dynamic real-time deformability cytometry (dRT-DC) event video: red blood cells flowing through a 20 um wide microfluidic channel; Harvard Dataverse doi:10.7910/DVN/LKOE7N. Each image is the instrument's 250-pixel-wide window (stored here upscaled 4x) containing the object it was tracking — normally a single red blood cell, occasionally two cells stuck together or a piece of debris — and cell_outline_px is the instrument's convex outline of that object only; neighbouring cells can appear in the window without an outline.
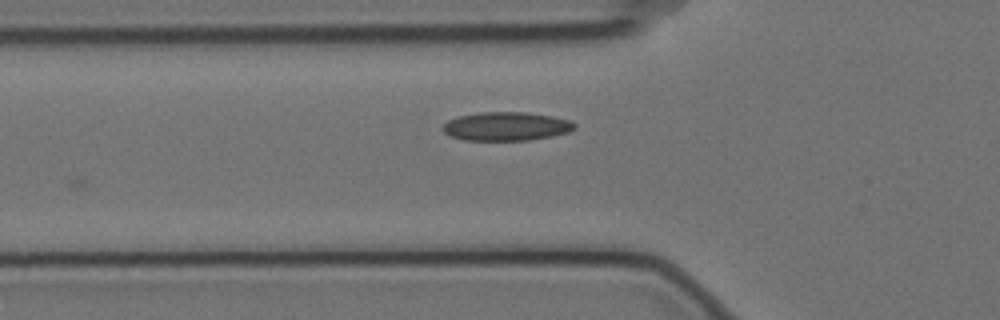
{"species": "Egyptian fruit bat (a non-hibernating species)", "species_latin": "Rousettus aegyptiacus", "temperature_condition": "cold", "stored_images_in_passage": 4, "camera_frame_rate_fps": 3000, "um_per_image_px": 0.085, "animal": {"sex": "female"}, "frame": {"image": 1, "passage_image": 3, "time_ms": 0.667, "image_size_px": [1000, 320], "cell_outline_px": [[576, 128], [568, 132], [552, 136], [528, 140], [464, 140], [452, 136], [444, 132], [440, 128], [448, 120], [460, 116], [480, 112], [524, 112], [552, 116], [568, 120], [576, 124]], "centroid_in_image_um": [43.02, 10.74], "position_along_channel_um": 82.8, "area_um2": 21.91}}
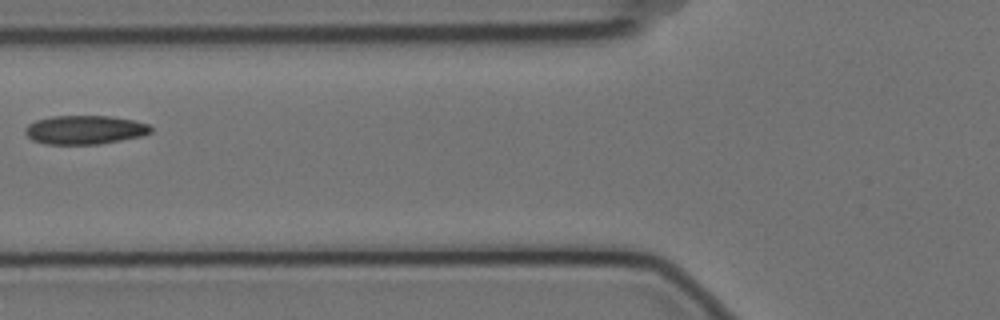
{"frame": {"image": 2, "passage_image": 4, "time_ms": 1.0, "image_size_px": [1000, 320], "cell_outline_px": [[152, 132], [140, 136], [100, 144], [44, 144], [32, 140], [24, 132], [24, 128], [28, 124], [36, 120], [52, 116], [108, 116], [132, 120], [148, 124], [152, 128]], "centroid_in_image_um": [7.17, 11.04], "position_along_channel_um": 118.6, "area_um2": 21.04}}